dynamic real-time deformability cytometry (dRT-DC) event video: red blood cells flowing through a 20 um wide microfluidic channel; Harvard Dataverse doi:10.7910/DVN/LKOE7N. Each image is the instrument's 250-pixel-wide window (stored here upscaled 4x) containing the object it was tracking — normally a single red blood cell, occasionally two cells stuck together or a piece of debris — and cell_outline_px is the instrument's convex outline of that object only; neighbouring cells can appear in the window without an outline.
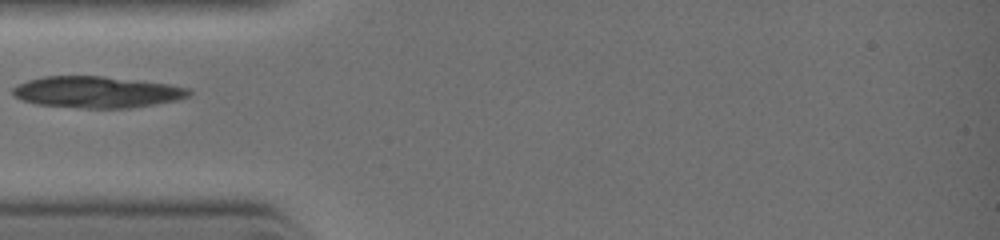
{"species": "common noctule bat (a hibernating species)", "species_latin": "Nyctalus noctula", "temperature_condition": "warm", "stored_images_in_passage": 26, "camera_frame_rate_fps": 3000, "um_per_image_px": 0.085, "animal": {"sex": "female", "body_mass_g": 19.0, "forearm_length_mm": 51.5}, "frame": {"image": 1, "passage_image": 1, "time_ms": 0.0, "image_size_px": [1000, 240], "cell_outline_px": [[192, 92], [188, 96], [176, 100], [132, 108], [84, 108], [36, 104], [24, 100], [16, 96], [12, 92], [12, 88], [28, 80], [44, 76], [104, 76], [168, 84], [188, 88]], "centroid_in_image_um": [8.24, 7.82], "position_along_channel_um": 76.8, "area_um2": 32.02}}